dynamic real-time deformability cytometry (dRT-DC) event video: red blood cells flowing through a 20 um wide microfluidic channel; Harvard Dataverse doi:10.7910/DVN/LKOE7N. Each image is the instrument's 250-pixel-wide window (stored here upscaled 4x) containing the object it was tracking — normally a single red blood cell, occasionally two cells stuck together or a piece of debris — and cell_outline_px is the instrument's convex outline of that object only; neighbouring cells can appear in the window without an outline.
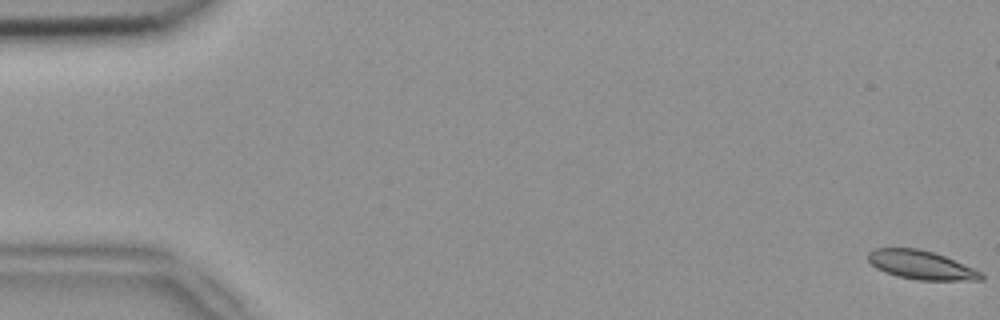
{"species": "common noctule bat (a hibernating species)", "species_latin": "Nyctalus noctula", "temperature_condition": "room temperature", "stored_images_in_passage": 54, "camera_frame_rate_fps": 3000, "um_per_image_px": 0.085, "animal": {"sex": "female", "body_mass_g": 18.4}, "frame": {"image": 1, "passage_image": 1, "time_ms": 0.0, "image_size_px": [1000, 320], "cell_outline_px": [[984, 280], [920, 280], [896, 276], [876, 268], [868, 260], [868, 252], [876, 248], [916, 248], [932, 252], [944, 256], [984, 272]], "centroid_in_image_um": [78.33, 22.53], "position_along_channel_um": 6.7, "area_um2": 18.9}}
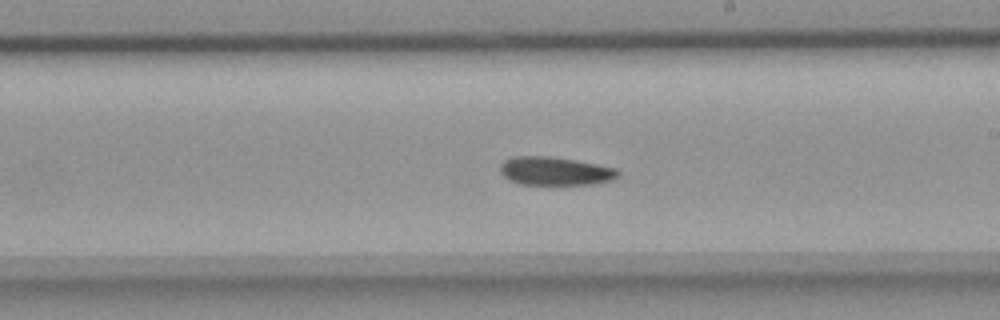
{"frame": {"image": 2, "passage_image": 31, "time_ms": 10.0, "image_size_px": [1000, 320], "cell_outline_px": [[620, 176], [616, 180], [592, 184], [552, 188], [520, 184], [508, 180], [500, 172], [500, 164], [504, 160], [512, 156], [552, 156], [576, 160], [620, 168]], "centroid_in_image_um": [47.23, 14.59], "position_along_channel_um": 241.8, "area_um2": 20.98}}
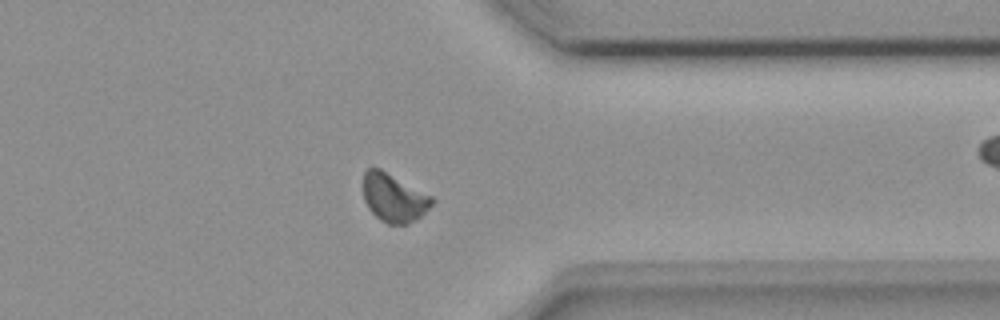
{"frame": {"image": 3, "passage_image": 42, "time_ms": 13.667, "image_size_px": [1000, 320], "cell_outline_px": [[436, 200], [420, 216], [408, 224], [388, 224], [380, 220], [368, 208], [364, 200], [364, 172], [368, 168], [380, 168], [432, 196]], "centroid_in_image_um": [33.47, 16.81], "position_along_channel_um": 377.9, "area_um2": 19.19}, "authors_computed_cell_mechanics": {"area_um2": 19.5942, "velocity_mm_per_s": 3.8603, "shape_relaxation_time_tau1_ms": null, "shape_relaxation_time_tau2_ms": 10.6222, "deformation_change_tau1": null, "deformation_change_tau2": 0.1419}}